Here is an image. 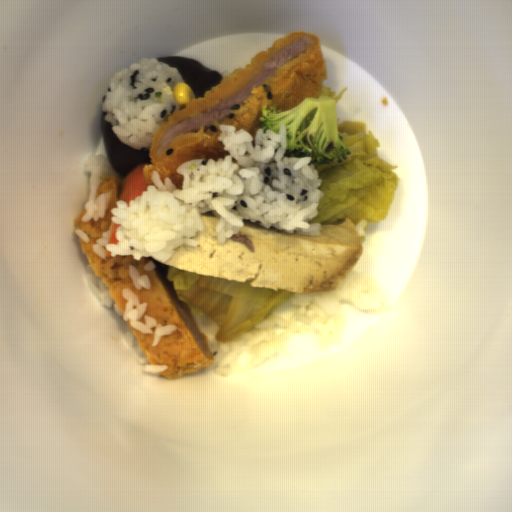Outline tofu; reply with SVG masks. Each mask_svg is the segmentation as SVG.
I'll list each match as a JSON object with an SVG mask.
<instances>
[{
    "label": "tofu",
    "mask_w": 512,
    "mask_h": 512,
    "mask_svg": "<svg viewBox=\"0 0 512 512\" xmlns=\"http://www.w3.org/2000/svg\"><path fill=\"white\" fill-rule=\"evenodd\" d=\"M203 230L194 239L198 245H182L165 263L204 276L247 283L250 287L289 292H327L336 289L356 267L364 251L354 222L321 226L320 236L299 235L245 224L239 234L247 236L250 252L231 236L218 243L219 216H202Z\"/></svg>",
    "instance_id": "5b9d583a"
}]
</instances>
